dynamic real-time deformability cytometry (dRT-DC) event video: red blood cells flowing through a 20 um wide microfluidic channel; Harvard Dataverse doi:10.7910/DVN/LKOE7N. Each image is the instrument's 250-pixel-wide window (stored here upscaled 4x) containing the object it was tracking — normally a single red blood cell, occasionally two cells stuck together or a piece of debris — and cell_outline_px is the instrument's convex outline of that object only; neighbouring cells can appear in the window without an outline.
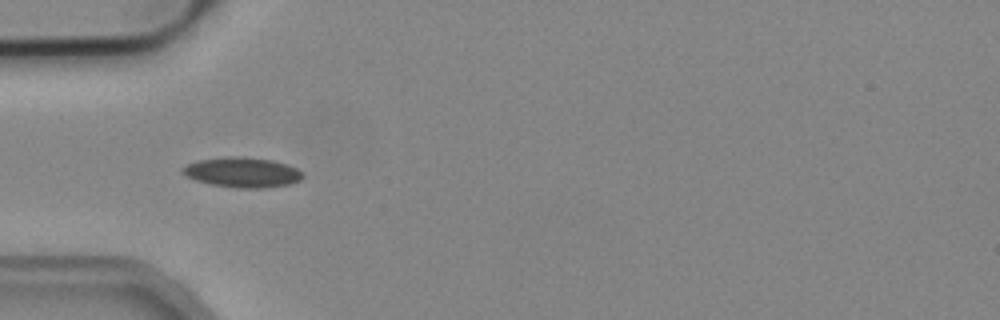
{"species": "common noctule bat (a hibernating species)", "species_latin": "Nyctalus noctula", "temperature_condition": "cold", "stored_images_in_passage": 3, "camera_frame_rate_fps": 3000, "um_per_image_px": 0.085, "animal": {"sex": "male", "body_mass_g": 19.2, "forearm_length_mm": 51.8}, "frame": {"image": 1, "passage_image": 1, "time_ms": 0.0, "image_size_px": [1000, 320], "cell_outline_px": [[304, 176], [300, 180], [288, 184], [264, 188], [236, 188], [212, 184], [196, 180], [180, 172], [180, 168], [188, 164], [200, 160], [228, 156], [240, 156], [272, 160], [296, 168]], "centroid_in_image_um": [20.57, 14.65], "position_along_channel_um": 64.4, "area_um2": 20.81}}